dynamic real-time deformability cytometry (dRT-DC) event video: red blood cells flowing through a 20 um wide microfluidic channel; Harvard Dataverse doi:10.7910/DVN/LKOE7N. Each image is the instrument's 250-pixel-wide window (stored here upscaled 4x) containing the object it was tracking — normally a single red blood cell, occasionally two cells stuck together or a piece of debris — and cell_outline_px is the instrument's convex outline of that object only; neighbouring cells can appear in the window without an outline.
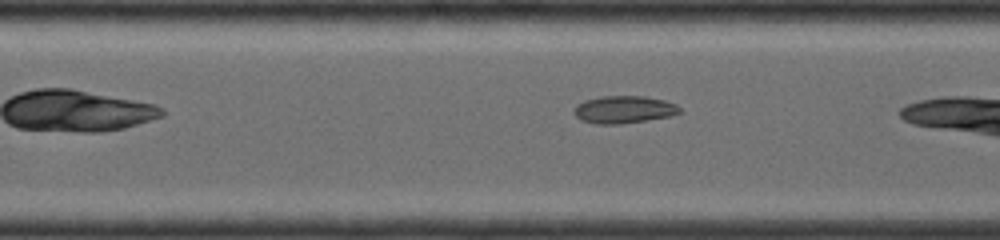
{"species": "common noctule bat (a hibernating species)", "species_latin": "Nyctalus noctula", "temperature_condition": "room temperature", "stored_images_in_passage": 37, "camera_frame_rate_fps": 4000, "um_per_image_px": 0.085, "animal": {"sex": "female", "body_mass_g": 19.0, "forearm_length_mm": 56.7}, "frame": {"image": 1, "passage_image": 11, "time_ms": 2.5, "image_size_px": [1000, 240], "cell_outline_px": [[680, 112], [668, 116], [620, 124], [596, 124], [580, 120], [572, 112], [576, 104], [584, 100], [600, 96], [644, 96], [664, 100], [676, 104], [680, 108]], "centroid_in_image_um": [52.96, 9.3], "position_along_channel_um": 154.4, "area_um2": 16.88}}
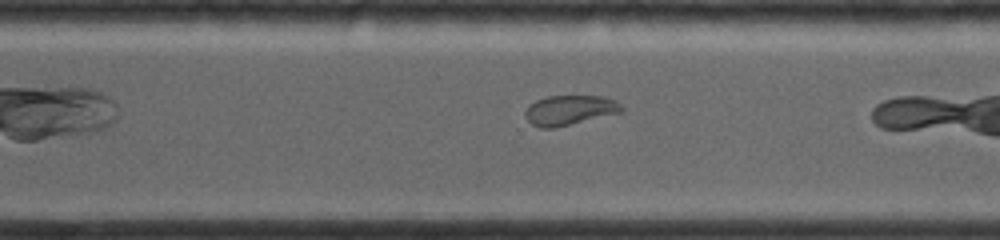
{"frame": {"image": 2, "passage_image": 27, "time_ms": 6.5, "image_size_px": [1000, 240], "cell_outline_px": [[624, 108], [620, 112], [552, 128], [540, 128], [532, 124], [524, 116], [524, 112], [528, 104], [536, 100], [548, 96], [604, 96], [616, 100]], "centroid_in_image_um": [48.37, 9.34], "position_along_channel_um": 322.2, "area_um2": 16.59}}